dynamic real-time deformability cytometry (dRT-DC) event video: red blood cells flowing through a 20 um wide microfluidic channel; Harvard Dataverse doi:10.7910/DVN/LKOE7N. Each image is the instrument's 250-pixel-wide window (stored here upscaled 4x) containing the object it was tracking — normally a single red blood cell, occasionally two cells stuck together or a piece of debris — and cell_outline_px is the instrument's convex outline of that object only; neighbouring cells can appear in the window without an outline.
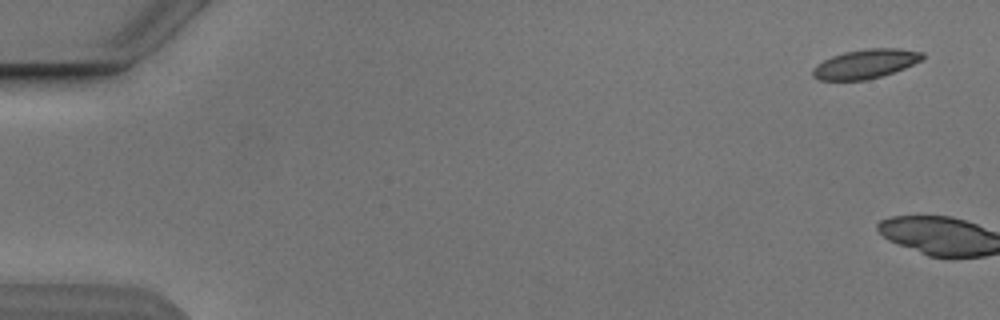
{"species": "Egyptian fruit bat (a non-hibernating species)", "species_latin": "Rousettus aegyptiacus", "temperature_condition": "cold", "stored_images_in_passage": 2, "camera_frame_rate_fps": 3000, "um_per_image_px": 0.085, "animal": {"sex": "male"}, "frame": {"image": 1, "passage_image": 1, "time_ms": 0.0, "image_size_px": [1000, 320], "cell_outline_px": [[924, 60], [904, 68], [880, 76], [864, 80], [820, 80], [812, 76], [812, 68], [816, 64], [832, 56], [844, 52], [868, 48], [900, 48], [924, 52]], "centroid_in_image_um": [73.58, 5.42], "position_along_channel_um": 11.4, "area_um2": 18.73}}